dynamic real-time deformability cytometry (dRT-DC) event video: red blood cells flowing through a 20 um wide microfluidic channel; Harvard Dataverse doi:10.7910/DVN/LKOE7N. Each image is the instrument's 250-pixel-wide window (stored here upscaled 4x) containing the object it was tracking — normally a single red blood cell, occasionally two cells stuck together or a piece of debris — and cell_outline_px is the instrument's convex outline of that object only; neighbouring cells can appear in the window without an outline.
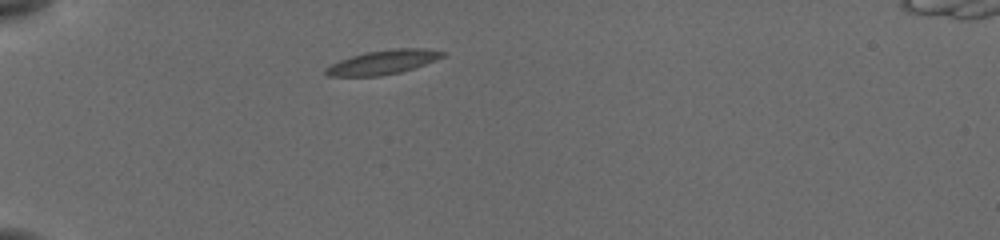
{"species": "common noctule bat (a hibernating species)", "species_latin": "Nyctalus noctula", "temperature_condition": "cold", "stored_images_in_passage": 39, "camera_frame_rate_fps": 3000, "um_per_image_px": 0.085, "animal": {"sex": "female", "body_mass_g": 19.5, "forearm_length_mm": 54.1}, "frame": {"image": 1, "passage_image": 1, "time_ms": 0.0, "image_size_px": [1000, 240], "cell_outline_px": [[448, 52], [444, 56], [424, 64], [400, 72], [376, 76], [328, 76], [324, 72], [324, 68], [340, 60], [352, 56], [368, 52], [400, 48], [420, 48]], "centroid_in_image_um": [32.54, 5.29], "position_along_channel_um": 52.5, "area_um2": 16.07}}
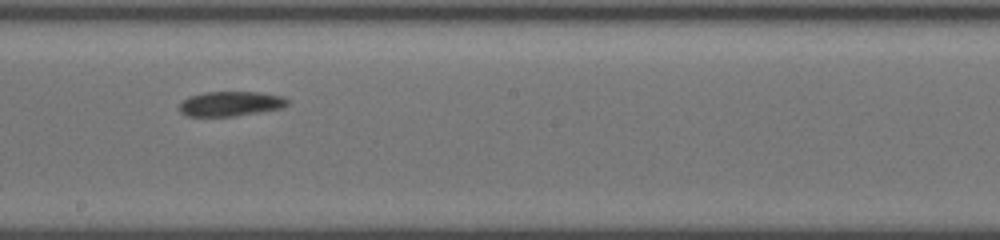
{"frame": {"image": 2, "passage_image": 17, "time_ms": 5.333, "image_size_px": [1000, 240], "cell_outline_px": [[288, 104], [280, 108], [232, 116], [188, 116], [180, 112], [180, 104], [184, 100], [192, 96], [204, 92], [256, 92], [280, 96], [288, 100]], "centroid_in_image_um": [19.57, 8.81], "position_along_channel_um": 228.6, "area_um2": 15.14}}
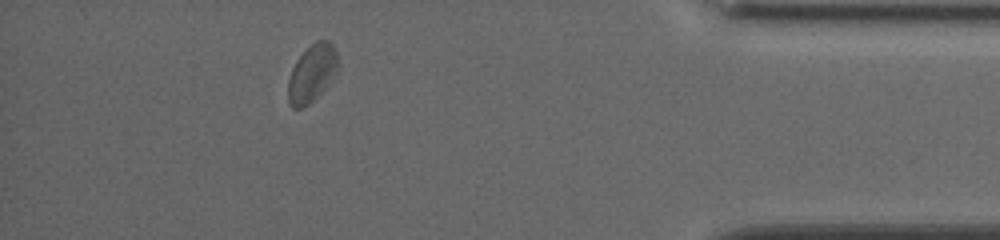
{"frame": {"image": 3, "passage_image": 34, "time_ms": 11.0, "image_size_px": [1000, 240], "cell_outline_px": [[340, 64], [320, 92], [308, 104], [300, 108], [292, 108], [288, 104], [288, 80], [292, 68], [296, 60], [316, 40], [328, 40], [332, 44], [336, 52]], "centroid_in_image_um": [26.49, 6.21], "position_along_channel_um": 408.7, "area_um2": 16.24}}